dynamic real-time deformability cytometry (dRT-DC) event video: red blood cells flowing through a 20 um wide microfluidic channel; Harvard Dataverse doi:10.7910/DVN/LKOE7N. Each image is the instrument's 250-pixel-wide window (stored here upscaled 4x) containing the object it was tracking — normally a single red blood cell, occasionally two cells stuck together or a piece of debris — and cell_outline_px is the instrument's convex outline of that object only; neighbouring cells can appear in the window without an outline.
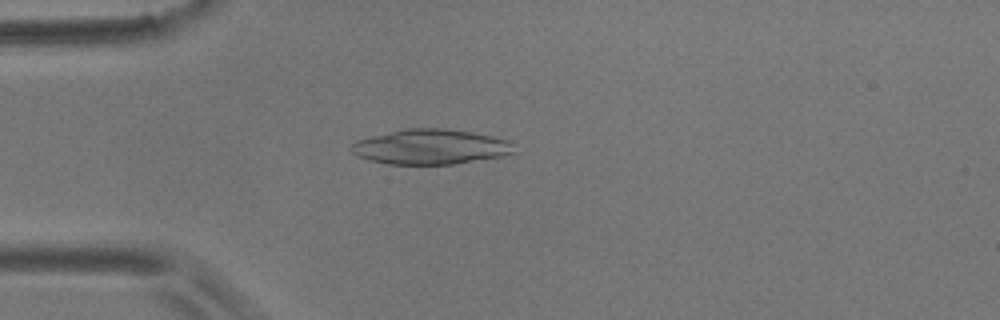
{"species": "common noctule bat (a hibernating species)", "species_latin": "Nyctalus noctula", "temperature_condition": "room temperature", "stored_images_in_passage": 55, "camera_frame_rate_fps": 3000, "um_per_image_px": 0.085, "animal": {"sex": "male", "body_mass_g": 17.9}, "frame": {"image": 1, "passage_image": 14, "time_ms": 4.333, "image_size_px": [1000, 320], "cell_outline_px": [[516, 152], [500, 156], [456, 164], [388, 164], [368, 160], [352, 152], [352, 144], [356, 140], [372, 136], [408, 128], [444, 128], [472, 132], [492, 136], [508, 140]], "centroid_in_image_um": [36.6, 12.48], "position_along_channel_um": 48.4, "area_um2": 32.95}}
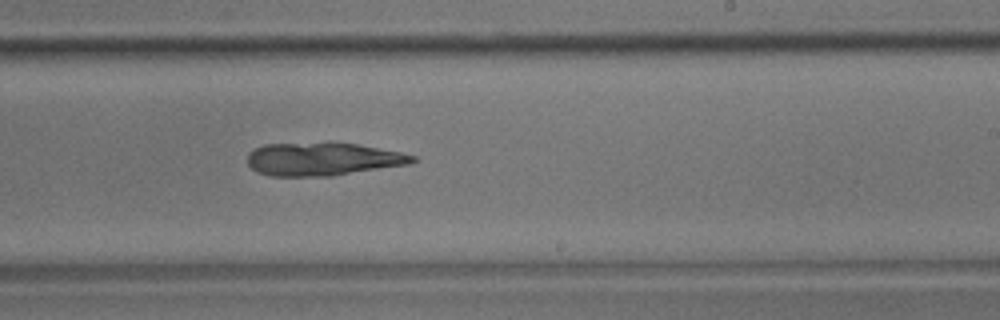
{"frame": {"image": 2, "passage_image": 33, "time_ms": 10.667, "image_size_px": [1000, 320], "cell_outline_px": [[420, 160], [408, 164], [332, 176], [272, 176], [256, 172], [248, 164], [248, 152], [252, 148], [264, 144], [332, 140], [356, 144], [400, 152], [416, 156]], "centroid_in_image_um": [27.4, 13.49], "position_along_channel_um": 261.6, "area_um2": 32.71}}
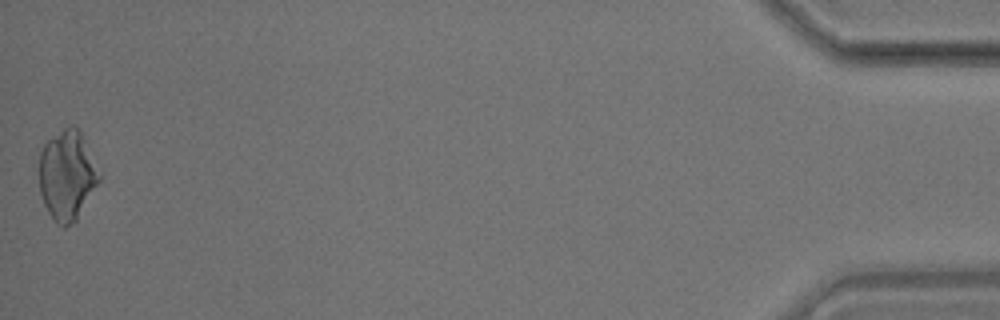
{"frame": {"image": 3, "passage_image": 55, "time_ms": 18.0, "image_size_px": [1000, 320], "cell_outline_px": [[100, 180], [76, 220], [64, 228], [56, 224], [48, 212], [44, 204], [40, 192], [40, 152], [44, 144], [48, 140], [64, 128], [72, 124], [80, 132], [84, 140], [100, 176]], "centroid_in_image_um": [5.68, 14.93], "position_along_channel_um": 429.5, "area_um2": 30.75}}